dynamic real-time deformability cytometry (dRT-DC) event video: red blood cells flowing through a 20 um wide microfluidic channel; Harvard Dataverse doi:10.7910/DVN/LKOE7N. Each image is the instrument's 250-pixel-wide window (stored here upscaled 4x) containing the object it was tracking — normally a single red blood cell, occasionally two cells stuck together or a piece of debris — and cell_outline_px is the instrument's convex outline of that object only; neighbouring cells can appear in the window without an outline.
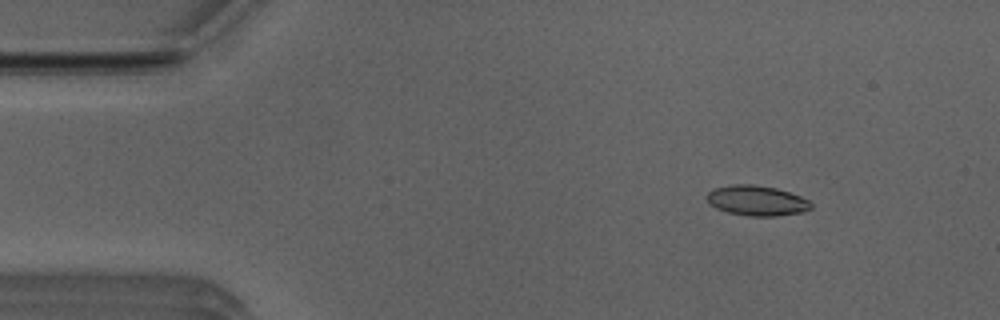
{"species": "Egyptian fruit bat (a non-hibernating species)", "species_latin": "Rousettus aegyptiacus", "temperature_condition": "room temperature", "stored_images_in_passage": 51, "camera_frame_rate_fps": 3000, "um_per_image_px": 0.085, "animal": {"sex": "male"}, "frame": {"image": 1, "passage_image": 6, "time_ms": 1.667, "image_size_px": [1000, 320], "cell_outline_px": [[812, 208], [804, 212], [776, 216], [748, 216], [728, 212], [716, 208], [708, 204], [704, 196], [708, 192], [716, 188], [732, 184], [752, 184], [776, 188], [800, 196], [808, 200], [812, 204]], "centroid_in_image_um": [64.3, 17.05], "position_along_channel_um": 20.7, "area_um2": 18.44}}
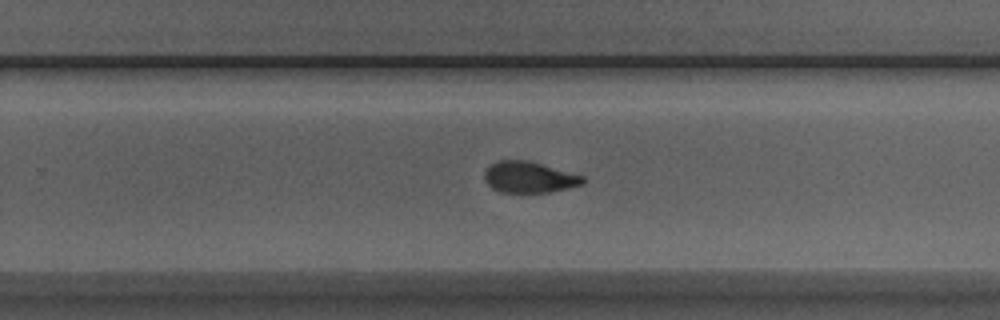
{"frame": {"image": 2, "passage_image": 32, "time_ms": 10.333, "image_size_px": [1000, 320], "cell_outline_px": [[584, 184], [568, 188], [548, 192], [500, 192], [492, 188], [484, 180], [484, 172], [496, 160], [528, 160], [584, 176]], "centroid_in_image_um": [44.97, 15.06], "position_along_channel_um": 284.8, "area_um2": 17.8}}
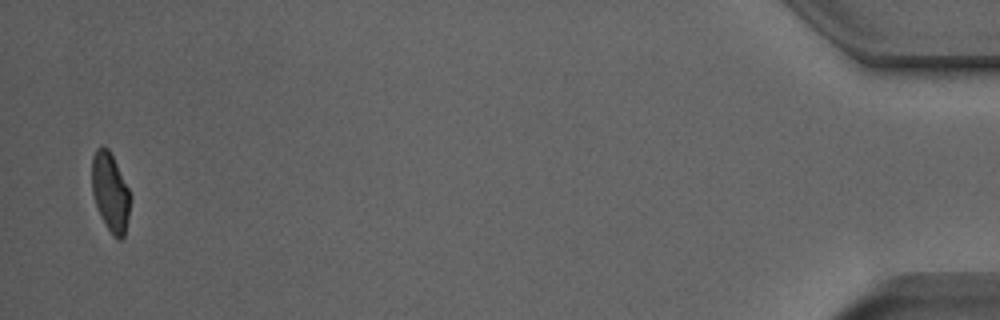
{"frame": {"image": 3, "passage_image": 50, "time_ms": 16.333, "image_size_px": [1000, 320], "cell_outline_px": [[132, 196], [124, 236], [120, 240], [116, 240], [112, 236], [96, 204], [92, 192], [92, 156], [96, 148], [108, 148]], "centroid_in_image_um": [9.39, 16.36], "position_along_channel_um": 425.8, "area_um2": 17.28}}